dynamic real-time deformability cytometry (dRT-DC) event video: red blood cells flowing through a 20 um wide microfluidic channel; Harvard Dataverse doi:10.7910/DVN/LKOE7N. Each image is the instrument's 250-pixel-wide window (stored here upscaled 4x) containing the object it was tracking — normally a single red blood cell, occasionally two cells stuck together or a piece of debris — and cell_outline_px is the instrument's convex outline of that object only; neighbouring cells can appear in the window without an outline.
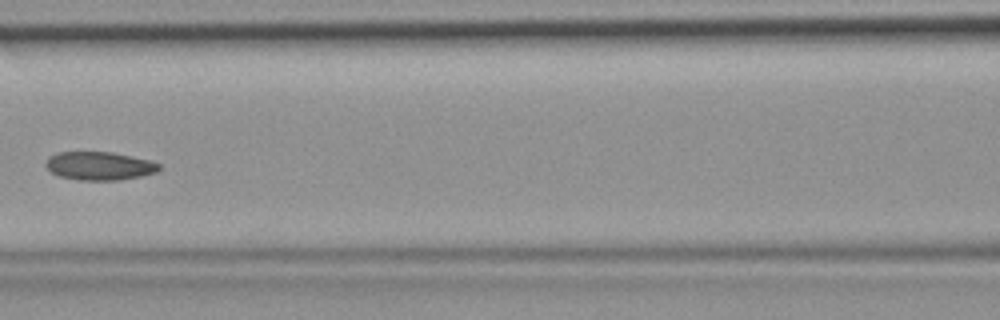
{"species": "common noctule bat (a hibernating species)", "species_latin": "Nyctalus noctula", "temperature_condition": "room temperature", "stored_images_in_passage": 5, "camera_frame_rate_fps": 3000, "um_per_image_px": 0.085, "animal": {"sex": "female", "body_mass_g": 19.9}, "frame": {"image": 1, "passage_image": 5, "time_ms": 1.333, "image_size_px": [1000, 320], "cell_outline_px": [[160, 168], [156, 172], [140, 176], [120, 180], [80, 180], [60, 176], [52, 172], [44, 164], [48, 156], [60, 152], [112, 152], [152, 160], [160, 164]], "centroid_in_image_um": [8.46, 14.09], "position_along_channel_um": 158.1, "area_um2": 18.73}}